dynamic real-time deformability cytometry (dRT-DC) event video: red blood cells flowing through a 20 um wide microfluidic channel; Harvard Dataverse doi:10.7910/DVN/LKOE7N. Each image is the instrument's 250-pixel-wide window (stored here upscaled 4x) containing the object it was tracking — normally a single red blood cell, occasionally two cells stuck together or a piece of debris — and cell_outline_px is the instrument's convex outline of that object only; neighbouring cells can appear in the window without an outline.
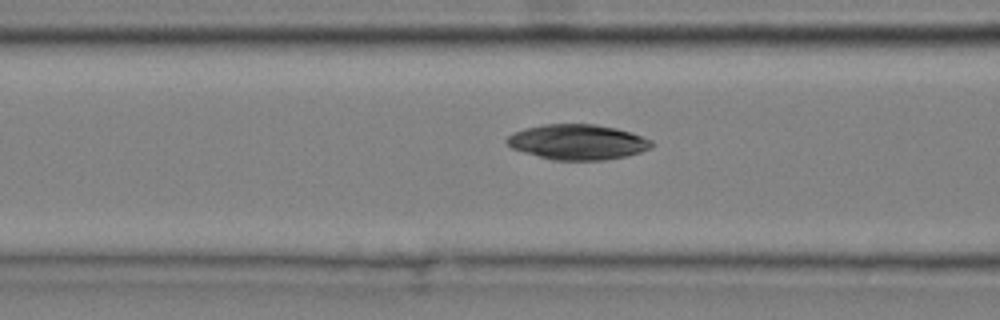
{"species": "common noctule bat (a hibernating species)", "species_latin": "Nyctalus noctula", "temperature_condition": "cold", "stored_images_in_passage": 4, "camera_frame_rate_fps": 3000, "um_per_image_px": 0.085, "animal": {"sex": "male", "body_mass_g": 20.4}, "frame": {"image": 1, "passage_image": 3, "time_ms": 0.667, "image_size_px": [1000, 320], "cell_outline_px": [[656, 144], [652, 148], [628, 156], [604, 160], [552, 160], [524, 152], [512, 148], [504, 140], [512, 132], [524, 128], [544, 124], [596, 124], [616, 128], [652, 140]], "centroid_in_image_um": [49.1, 12.07], "position_along_channel_um": 117.5, "area_um2": 29.88}}